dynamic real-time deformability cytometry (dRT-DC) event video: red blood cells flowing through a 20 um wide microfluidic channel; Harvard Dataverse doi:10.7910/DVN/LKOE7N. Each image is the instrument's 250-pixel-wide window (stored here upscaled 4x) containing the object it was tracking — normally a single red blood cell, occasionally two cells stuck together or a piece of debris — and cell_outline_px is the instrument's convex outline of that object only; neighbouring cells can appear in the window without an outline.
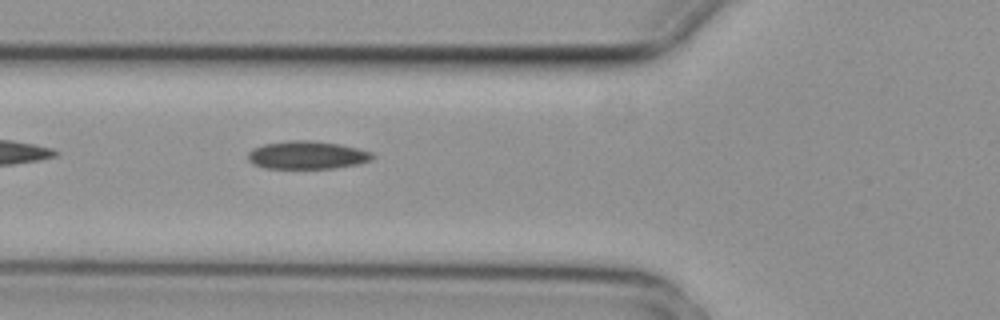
{"species": "common noctule bat (a hibernating species)", "species_latin": "Nyctalus noctula", "temperature_condition": "cold", "stored_images_in_passage": 2, "camera_frame_rate_fps": 3000, "um_per_image_px": 0.085, "animal": {"sex": "female", "body_mass_g": 29.2, "forearm_length_mm": 56.3}, "frame": {"image": 1, "passage_image": 2, "time_ms": 0.333, "image_size_px": [1000, 320], "cell_outline_px": [[376, 156], [372, 160], [356, 164], [332, 168], [264, 168], [252, 164], [248, 160], [248, 152], [252, 148], [264, 144], [288, 140], [312, 140], [340, 144], [372, 152]], "centroid_in_image_um": [26.08, 13.17], "position_along_channel_um": 99.7, "area_um2": 20.4}}